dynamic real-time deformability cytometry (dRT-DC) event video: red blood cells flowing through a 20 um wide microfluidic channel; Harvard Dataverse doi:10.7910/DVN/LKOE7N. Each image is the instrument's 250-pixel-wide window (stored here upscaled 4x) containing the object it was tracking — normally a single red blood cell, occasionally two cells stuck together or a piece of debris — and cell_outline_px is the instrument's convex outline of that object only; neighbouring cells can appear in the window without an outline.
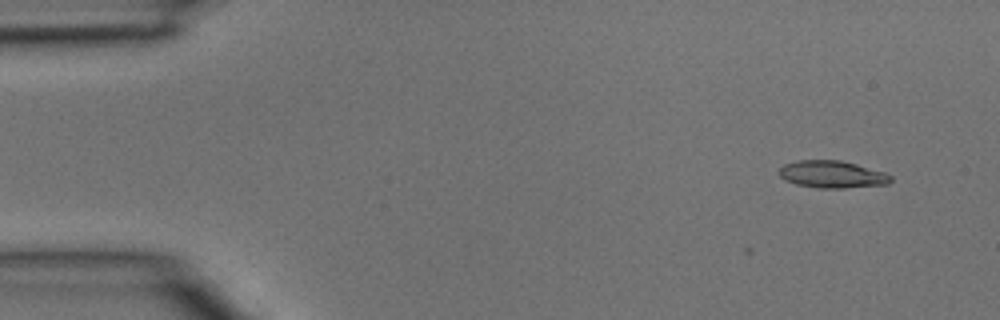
{"species": "common noctule bat (a hibernating species)", "species_latin": "Nyctalus noctula", "temperature_condition": "room temperature", "stored_images_in_passage": 5, "camera_frame_rate_fps": 3000, "um_per_image_px": 0.085, "animal": {"sex": "male", "body_mass_g": 15.6}, "frame": {"image": 1, "passage_image": 2, "time_ms": 0.333, "image_size_px": [1000, 320], "cell_outline_px": [[892, 180], [888, 184], [844, 188], [820, 188], [796, 184], [784, 180], [780, 176], [780, 168], [784, 164], [796, 160], [840, 160], [856, 164], [884, 172], [892, 176]], "centroid_in_image_um": [70.73, 14.82], "position_along_channel_um": 14.3, "area_um2": 17.69}}